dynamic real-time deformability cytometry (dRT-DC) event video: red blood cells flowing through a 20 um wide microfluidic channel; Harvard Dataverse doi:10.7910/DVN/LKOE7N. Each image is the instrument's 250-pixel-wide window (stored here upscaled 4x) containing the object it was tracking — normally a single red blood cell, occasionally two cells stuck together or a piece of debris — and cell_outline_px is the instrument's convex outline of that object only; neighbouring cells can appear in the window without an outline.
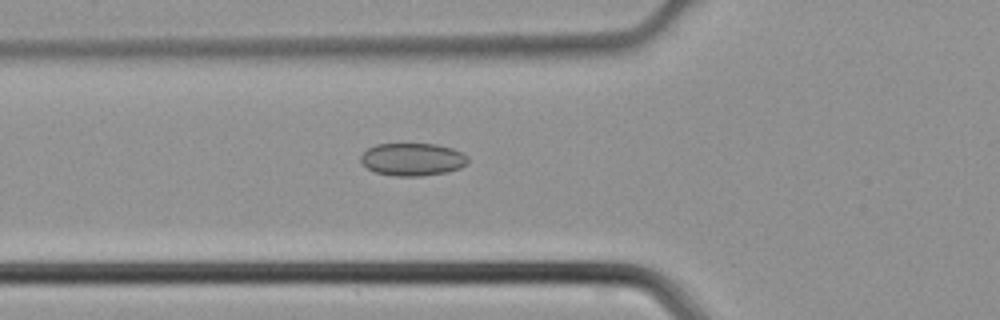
{"species": "common noctule bat (a hibernating species)", "species_latin": "Nyctalus noctula", "temperature_condition": "cold", "stored_images_in_passage": 44, "camera_frame_rate_fps": 3000, "um_per_image_px": 0.085, "animal": {"sex": "male", "body_mass_g": 21.5, "forearm_length_mm": 52.0}, "frame": {"image": 1, "passage_image": 15, "time_ms": 4.667, "image_size_px": [1000, 320], "cell_outline_px": [[468, 160], [460, 168], [448, 172], [424, 176], [396, 176], [376, 172], [368, 168], [360, 160], [360, 156], [368, 148], [376, 144], [436, 144], [452, 148], [468, 156]], "centroid_in_image_um": [35.07, 13.55], "position_along_channel_um": 90.7, "area_um2": 20.35}}
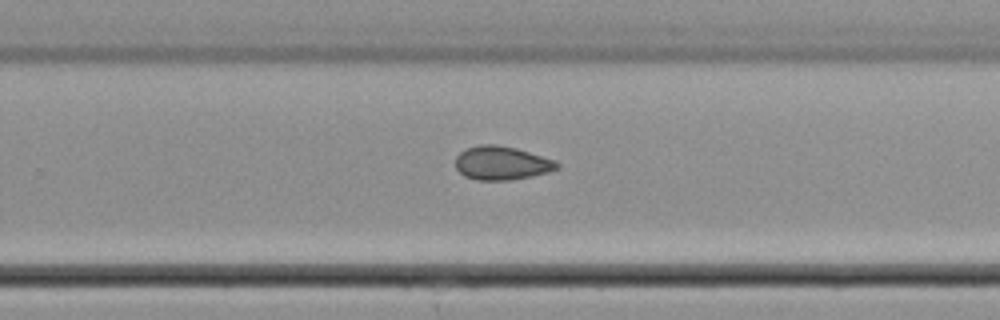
{"frame": {"image": 2, "passage_image": 28, "time_ms": 9.0, "image_size_px": [1000, 320], "cell_outline_px": [[560, 168], [548, 172], [532, 176], [508, 180], [476, 180], [464, 176], [456, 168], [456, 156], [460, 152], [468, 148], [480, 144], [496, 144], [516, 148], [556, 160], [560, 164]], "centroid_in_image_um": [42.66, 13.86], "position_along_channel_um": 287.1, "area_um2": 20.0}}
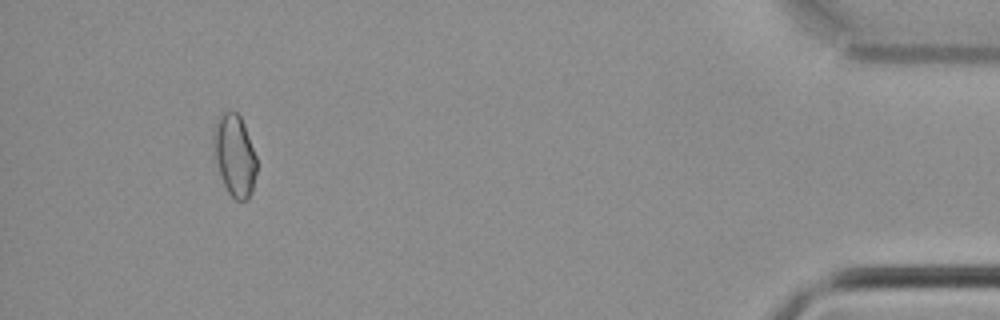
{"frame": {"image": 3, "passage_image": 41, "time_ms": 13.333, "image_size_px": [1000, 320], "cell_outline_px": [[256, 172], [252, 192], [248, 200], [236, 200], [228, 192], [224, 184], [216, 160], [212, 132], [216, 120], [220, 112], [236, 112], [240, 116], [244, 124], [256, 156]], "centroid_in_image_um": [19.94, 13.19], "position_along_channel_um": 415.3, "area_um2": 20.35}}